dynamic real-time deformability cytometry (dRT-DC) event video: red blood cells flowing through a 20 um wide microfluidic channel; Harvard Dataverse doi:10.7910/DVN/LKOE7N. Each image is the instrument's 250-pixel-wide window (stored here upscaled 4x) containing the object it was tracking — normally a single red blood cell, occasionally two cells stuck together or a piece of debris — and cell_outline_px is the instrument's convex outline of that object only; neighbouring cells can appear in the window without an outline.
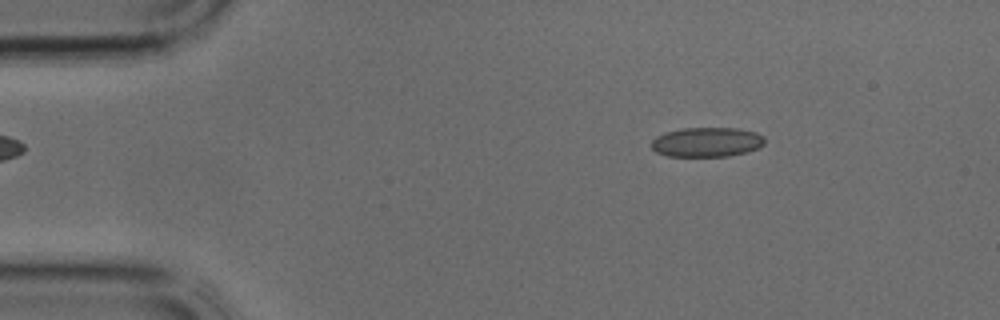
{"species": "common noctule bat (a hibernating species)", "species_latin": "Nyctalus noctula", "temperature_condition": "cold", "stored_images_in_passage": 37, "camera_frame_rate_fps": 3000, "um_per_image_px": 0.085, "animal": {"sex": "male", "body_mass_g": 17.9, "forearm_length_mm": 54.2}, "frame": {"image": 1, "passage_image": 4, "time_ms": 1.0, "image_size_px": [1000, 320], "cell_outline_px": [[764, 144], [760, 148], [748, 152], [728, 156], [668, 156], [656, 152], [652, 148], [652, 140], [656, 136], [664, 132], [684, 128], [736, 128], [756, 132], [764, 136]], "centroid_in_image_um": [60.1, 12.08], "position_along_channel_um": 24.9, "area_um2": 19.65}}
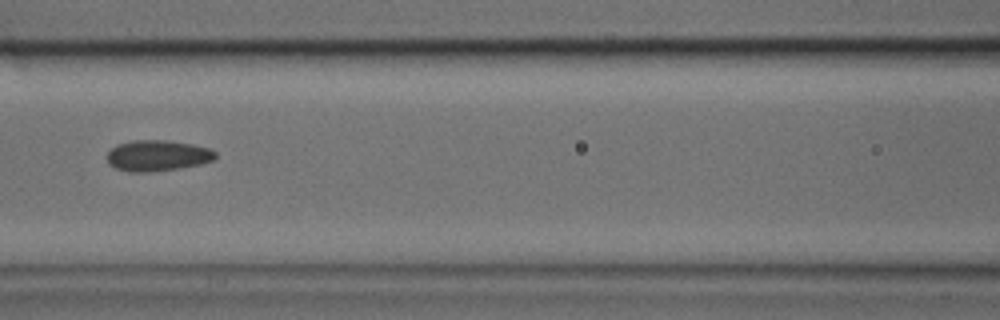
{"frame": {"image": 2, "passage_image": 15, "time_ms": 4.667, "image_size_px": [1000, 320], "cell_outline_px": [[216, 156], [212, 160], [200, 164], [180, 168], [152, 172], [128, 172], [116, 168], [108, 164], [108, 152], [116, 144], [132, 140], [168, 140], [192, 144], [208, 148], [216, 152]], "centroid_in_image_um": [13.36, 13.22], "position_along_channel_um": 153.2, "area_um2": 19.59}}
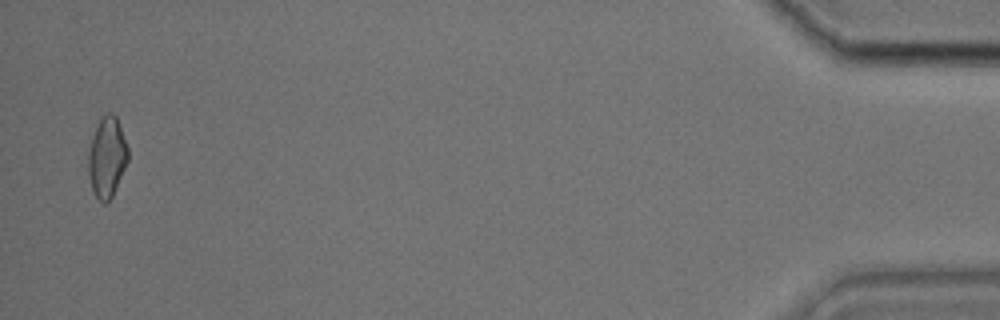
{"frame": {"image": 3, "passage_image": 36, "time_ms": 11.667, "image_size_px": [1000, 320], "cell_outline_px": [[128, 160], [112, 196], [104, 204], [96, 196], [92, 188], [88, 176], [88, 152], [92, 136], [100, 120], [108, 112], [116, 116], [128, 148]], "centroid_in_image_um": [9.08, 13.37], "position_along_channel_um": 426.1, "area_um2": 18.21}}